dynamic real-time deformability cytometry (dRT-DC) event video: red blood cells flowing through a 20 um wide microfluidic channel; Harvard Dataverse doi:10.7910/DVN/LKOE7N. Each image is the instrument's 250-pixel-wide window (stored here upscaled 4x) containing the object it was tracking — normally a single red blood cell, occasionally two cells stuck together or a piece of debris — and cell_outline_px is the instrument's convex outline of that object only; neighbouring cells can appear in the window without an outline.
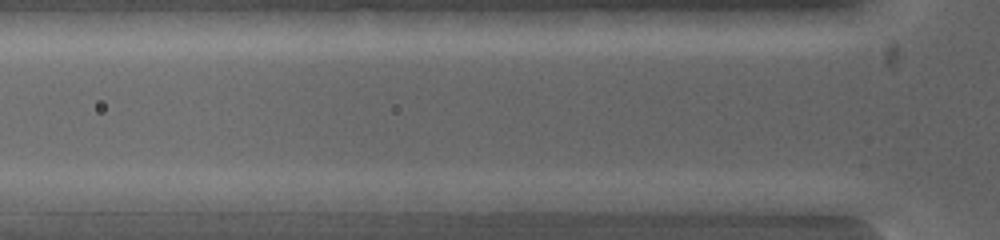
{"species": "common noctule bat (a hibernating species)", "species_latin": "Nyctalus noctula", "temperature_condition": "warm", "stored_images_in_passage": 4, "segment_of_instrument_passage": [2, 2], "camera_frame_rate_fps": 5000, "um_per_image_px": 0.085, "animal": {"sex": "female", "body_mass_g": 19.0, "forearm_length_mm": 53.3}, "frame": {"image": 1, "passage_image": 4, "time_ms": 0.4, "image_size_px": [1000, 240], "cell_outline_px": [[752, 200], [740, 208], [656, 208], [628, 200], [636, 192], [720, 192]], "centroid_in_image_um": [58.57, 17.0], "position_along_channel_um": 67.2, "area_um2": 12.02}}